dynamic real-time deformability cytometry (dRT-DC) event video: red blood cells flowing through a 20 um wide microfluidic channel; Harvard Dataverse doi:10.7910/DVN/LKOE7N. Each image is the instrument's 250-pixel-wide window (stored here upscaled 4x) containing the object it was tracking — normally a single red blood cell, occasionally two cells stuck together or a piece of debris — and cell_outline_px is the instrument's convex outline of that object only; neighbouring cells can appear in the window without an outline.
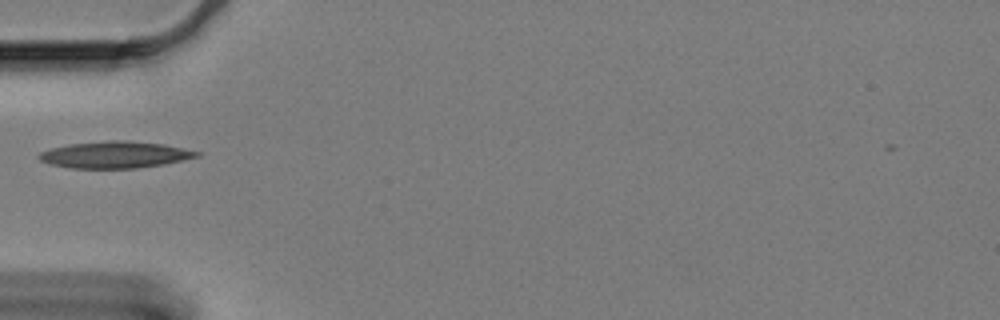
{"species": "Egyptian fruit bat (a non-hibernating species)", "species_latin": "Rousettus aegyptiacus", "temperature_condition": "cold", "stored_images_in_passage": 42, "camera_frame_rate_fps": 3000, "um_per_image_px": 0.085, "animal": {"sex": "female"}, "frame": {"image": 1, "passage_image": 1, "time_ms": 0.0, "image_size_px": [1000, 320], "cell_outline_px": [[200, 156], [164, 164], [136, 168], [72, 168], [52, 164], [40, 160], [36, 156], [40, 152], [52, 148], [68, 144], [108, 140], [128, 140], [164, 144], [200, 152]], "centroid_in_image_um": [9.77, 13.14], "position_along_channel_um": 75.2, "area_um2": 24.45}}
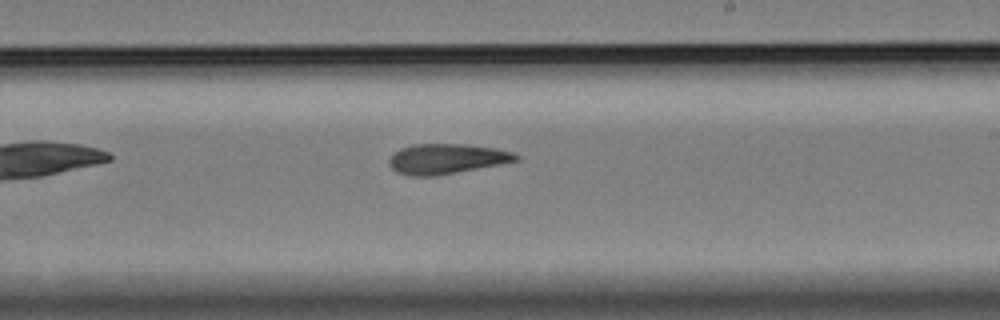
{"frame": {"image": 2, "passage_image": 17, "time_ms": 5.333, "image_size_px": [1000, 320], "cell_outline_px": [[520, 160], [500, 164], [432, 176], [412, 176], [396, 172], [388, 164], [388, 160], [400, 148], [412, 144], [464, 144], [496, 148], [516, 152], [520, 156]], "centroid_in_image_um": [37.98, 13.49], "position_along_channel_um": 251.0, "area_um2": 22.2}}
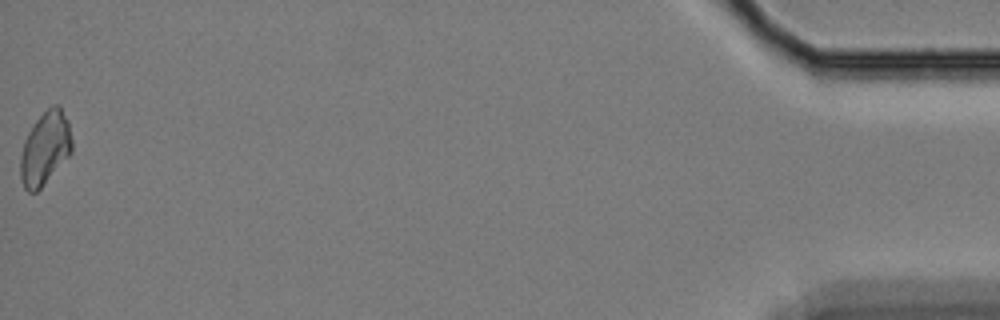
{"frame": {"image": 3, "passage_image": 42, "time_ms": 13.667, "image_size_px": [1000, 320], "cell_outline_px": [[72, 152], [40, 188], [36, 192], [28, 192], [24, 188], [20, 176], [20, 156], [24, 140], [28, 132], [36, 120], [52, 104], [60, 104], [68, 120], [72, 140]], "centroid_in_image_um": [3.83, 12.58], "position_along_channel_um": 431.4, "area_um2": 21.96}}